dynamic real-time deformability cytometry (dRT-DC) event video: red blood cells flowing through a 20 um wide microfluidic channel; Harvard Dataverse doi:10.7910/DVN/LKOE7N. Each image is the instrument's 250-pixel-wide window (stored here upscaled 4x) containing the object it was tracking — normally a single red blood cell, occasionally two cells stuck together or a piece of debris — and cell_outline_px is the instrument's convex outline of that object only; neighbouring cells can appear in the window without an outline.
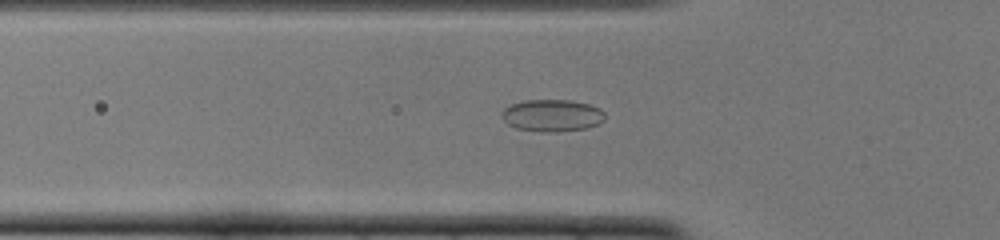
{"species": "common noctule bat (a hibernating species)", "species_latin": "Nyctalus noctula", "temperature_condition": "cold", "stored_images_in_passage": 51, "camera_frame_rate_fps": 3000, "um_per_image_px": 0.085, "animal": {"sex": "female", "body_mass_g": 22.0, "forearm_length_mm": 56.7}, "frame": {"image": 1, "passage_image": 17, "time_ms": 5.333, "image_size_px": [1000, 240], "cell_outline_px": [[604, 120], [600, 124], [588, 128], [552, 132], [540, 132], [516, 128], [508, 124], [500, 116], [500, 112], [504, 108], [512, 104], [524, 100], [572, 100], [588, 104], [600, 108], [604, 112]], "centroid_in_image_um": [46.92, 9.81], "position_along_channel_um": 78.9, "area_um2": 19.48}}
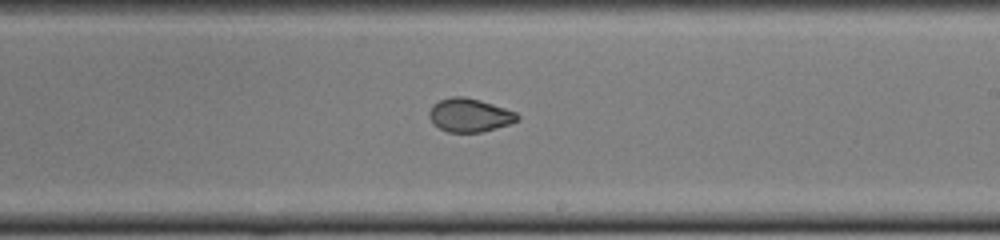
{"frame": {"image": 2, "passage_image": 30, "time_ms": 9.667, "image_size_px": [1000, 240], "cell_outline_px": [[520, 120], [496, 128], [480, 132], [448, 132], [432, 124], [428, 116], [428, 112], [432, 104], [440, 100], [452, 96], [464, 96], [480, 100], [516, 112], [520, 116]], "centroid_in_image_um": [39.88, 9.78], "position_along_channel_um": 249.1, "area_um2": 17.28}}
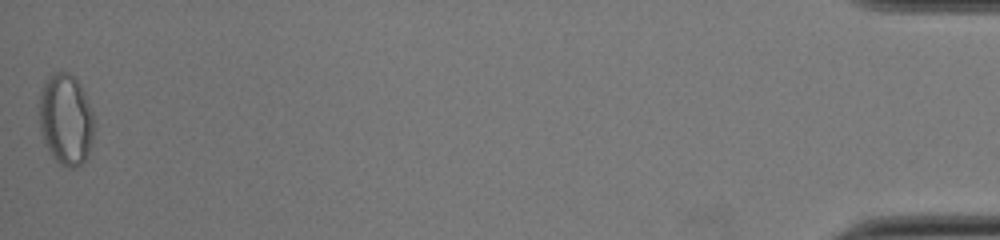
{"frame": {"image": 3, "passage_image": 51, "time_ms": 16.667, "image_size_px": [1000, 240], "cell_outline_px": [[92, 136], [88, 152], [84, 160], [76, 168], [68, 168], [60, 164], [56, 160], [44, 144], [40, 128], [40, 92], [44, 80], [48, 76], [56, 72], [68, 72], [80, 84], [84, 92], [92, 112]], "centroid_in_image_um": [5.56, 10.14], "position_along_channel_um": 429.6, "area_um2": 28.78}, "authors_computed_cell_mechanics": {"area_um2": 19.5364, "velocity_mm_per_s": 3.9227, "shape_relaxation_time_tau1_ms": null, "shape_relaxation_time_tau2_ms": 1.1806, "deformation_change_tau1": null, "deformation_change_tau2": 0.0499}}